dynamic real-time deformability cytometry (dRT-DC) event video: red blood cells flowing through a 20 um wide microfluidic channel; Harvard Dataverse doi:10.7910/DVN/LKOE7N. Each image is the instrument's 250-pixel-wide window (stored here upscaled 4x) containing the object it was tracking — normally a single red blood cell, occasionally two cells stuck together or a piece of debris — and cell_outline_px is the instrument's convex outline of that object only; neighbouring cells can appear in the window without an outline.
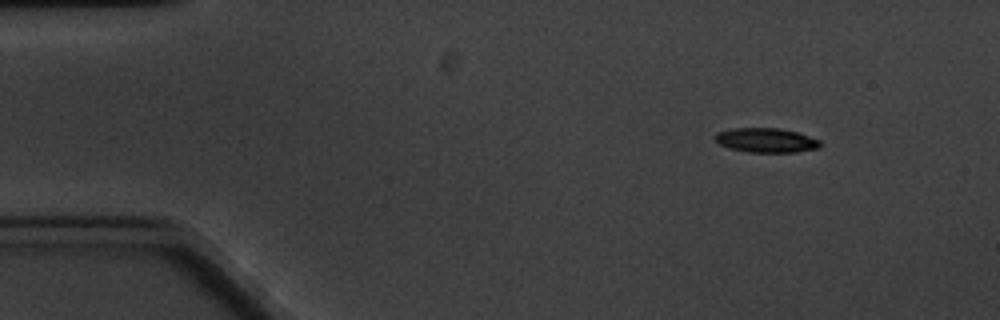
{"species": "common noctule bat (a hibernating species)", "species_latin": "Nyctalus noctula", "temperature_condition": "cold", "stored_images_in_passage": 5, "camera_frame_rate_fps": 3000, "um_per_image_px": 0.085, "animal": {"sex": "male", "body_mass_g": 20.1, "forearm_length_mm": 53.5}, "frame": {"image": 1, "passage_image": 1, "time_ms": 0.0, "image_size_px": [1000, 320], "cell_outline_px": [[824, 144], [820, 148], [796, 152], [748, 152], [732, 148], [720, 144], [712, 136], [716, 132], [732, 128], [780, 128], [796, 132], [820, 140]], "centroid_in_image_um": [65.14, 11.92], "position_along_channel_um": 19.9, "area_um2": 15.03}}
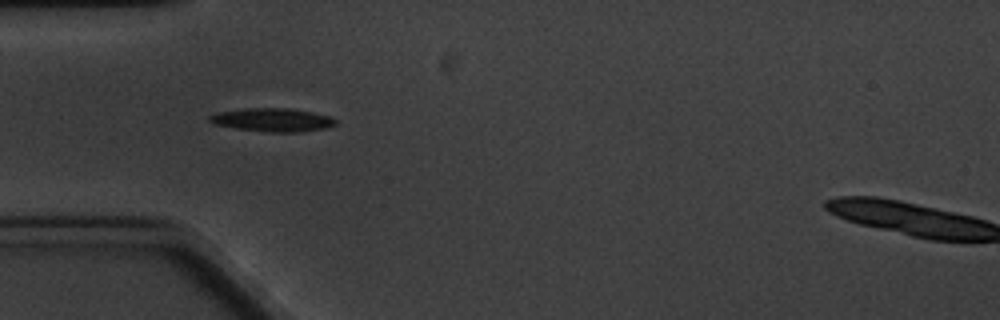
{"frame": {"image": 2, "passage_image": 4, "time_ms": 3.667, "image_size_px": [1000, 320], "cell_outline_px": [[336, 124], [324, 128], [300, 132], [272, 132], [236, 128], [216, 124], [208, 120], [208, 116], [216, 112], [244, 108], [288, 108], [312, 112], [328, 116], [336, 120]], "centroid_in_image_um": [23.13, 10.18], "position_along_channel_um": 61.9, "area_um2": 16.99}}